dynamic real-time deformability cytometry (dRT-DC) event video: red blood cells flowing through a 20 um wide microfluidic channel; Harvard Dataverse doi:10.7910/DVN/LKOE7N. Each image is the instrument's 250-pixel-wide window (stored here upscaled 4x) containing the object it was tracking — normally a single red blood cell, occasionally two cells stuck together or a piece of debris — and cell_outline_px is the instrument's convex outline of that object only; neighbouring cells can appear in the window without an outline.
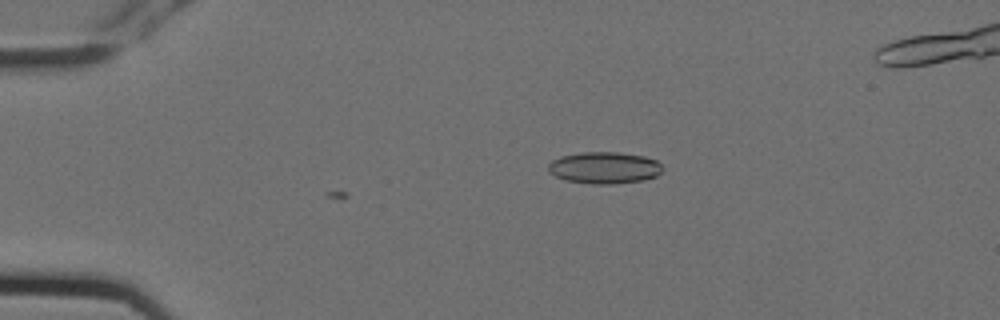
{"species": "Egyptian fruit bat (a non-hibernating species)", "species_latin": "Rousettus aegyptiacus", "temperature_condition": "cold", "stored_images_in_passage": 5, "camera_frame_rate_fps": 3000, "um_per_image_px": 0.085, "animal": {"sex": "female"}, "frame": {"image": 1, "passage_image": 5, "time_ms": 1.333, "image_size_px": [1000, 320], "cell_outline_px": [[664, 168], [656, 176], [644, 180], [612, 184], [592, 184], [564, 180], [548, 172], [548, 164], [552, 160], [560, 156], [580, 152], [620, 152], [644, 156], [656, 160]], "centroid_in_image_um": [51.35, 14.25], "position_along_channel_um": 33.6, "area_um2": 21.33}}